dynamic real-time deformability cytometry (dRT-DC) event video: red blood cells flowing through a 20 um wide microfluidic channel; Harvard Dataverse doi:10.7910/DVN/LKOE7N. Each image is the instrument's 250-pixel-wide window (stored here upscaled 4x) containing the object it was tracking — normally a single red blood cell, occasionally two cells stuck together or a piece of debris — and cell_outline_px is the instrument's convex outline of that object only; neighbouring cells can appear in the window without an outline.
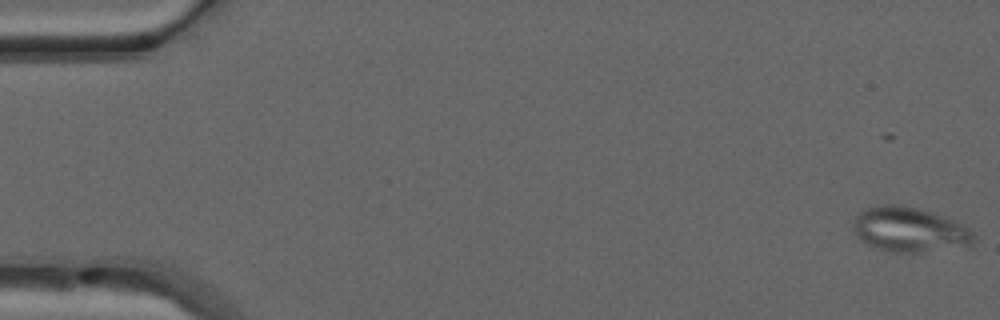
{"species": "common noctule bat (a hibernating species)", "species_latin": "Nyctalus noctula", "temperature_condition": "warm", "stored_images_in_passage": 51, "camera_frame_rate_fps": 3000, "um_per_image_px": 0.085, "animal": {"sex": "male", "forearm_length_mm": 52.5}, "frame": {"image": 1, "passage_image": 1, "time_ms": 0.0, "image_size_px": [1000, 320], "cell_outline_px": [[976, 236], [972, 244], [916, 252], [892, 252], [872, 248], [860, 240], [856, 236], [852, 224], [856, 216], [864, 208], [880, 204], [900, 204], [916, 208], [952, 220], [968, 228]], "centroid_in_image_um": [77.2, 19.51], "position_along_channel_um": 7.8, "area_um2": 31.1}}
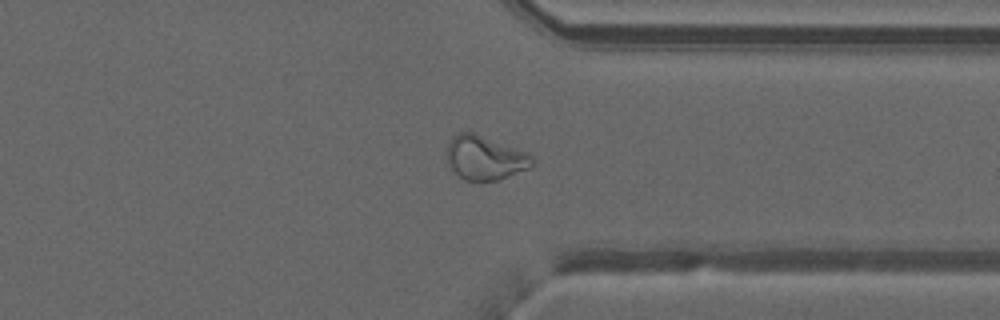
{"frame": {"image": 2, "passage_image": 39, "time_ms": 12.667, "image_size_px": [1000, 320], "cell_outline_px": [[536, 164], [528, 168], [496, 180], [464, 180], [448, 164], [448, 144], [452, 136], [460, 132], [472, 132], [516, 148], [532, 156], [536, 160]], "centroid_in_image_um": [41.23, 13.4], "position_along_channel_um": 370.2, "area_um2": 21.44}}
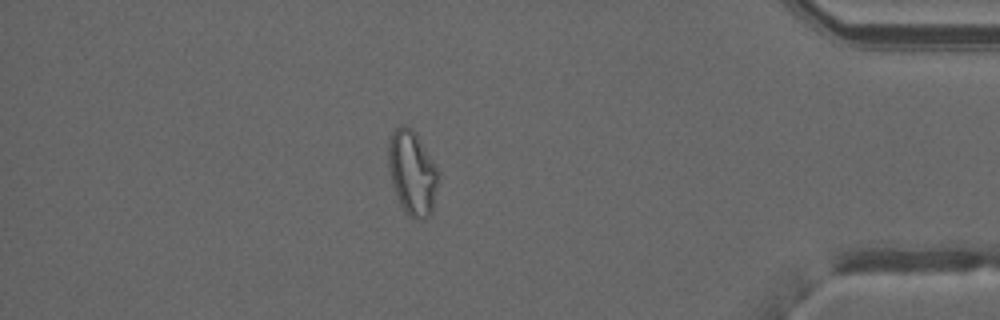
{"frame": {"image": 3, "passage_image": 44, "time_ms": 14.333, "image_size_px": [1000, 320], "cell_outline_px": [[440, 172], [432, 212], [428, 216], [408, 216], [404, 212], [400, 204], [392, 184], [388, 168], [388, 140], [392, 132], [396, 128], [404, 124], [412, 128], [416, 132]], "centroid_in_image_um": [35.03, 14.63], "position_along_channel_um": 400.2, "area_um2": 24.62}}